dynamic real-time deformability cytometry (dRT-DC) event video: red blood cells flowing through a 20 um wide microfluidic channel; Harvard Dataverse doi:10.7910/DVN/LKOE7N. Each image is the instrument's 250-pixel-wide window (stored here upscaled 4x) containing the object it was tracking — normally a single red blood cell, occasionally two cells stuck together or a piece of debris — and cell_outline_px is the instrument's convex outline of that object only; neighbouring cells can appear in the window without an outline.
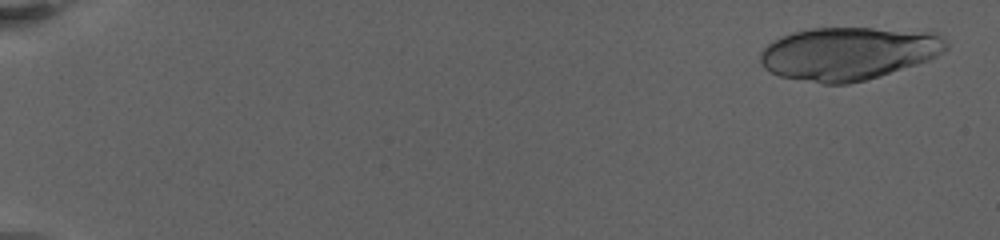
{"species": "human", "species_latin": "Homo sapiens", "temperature_condition": "warm", "stored_images_in_passage": 18, "camera_frame_rate_fps": 3000, "um_per_image_px": 0.085, "donor": {"sex": "female"}, "frame": {"image": 1, "passage_image": 1, "time_ms": 0.0, "image_size_px": [1000, 240], "cell_outline_px": [[948, 48], [936, 56], [928, 60], [916, 64], [864, 80], [848, 84], [824, 84], [780, 76], [764, 68], [760, 64], [760, 52], [768, 44], [780, 36], [792, 32], [812, 28], [872, 28], [936, 32], [948, 44]], "centroid_in_image_um": [72.09, 4.53], "position_along_channel_um": 12.9, "area_um2": 57.16}}
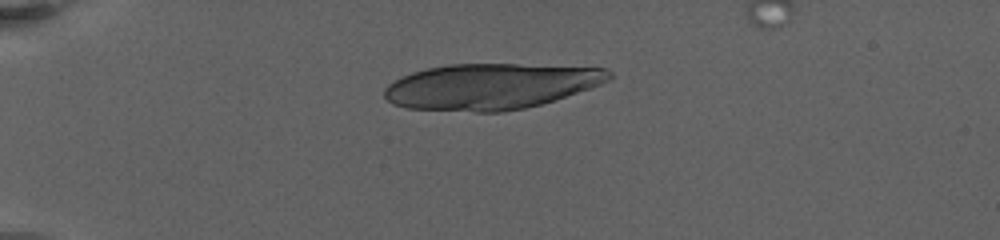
{"frame": {"image": 2, "passage_image": 10, "time_ms": 5.0, "image_size_px": [1000, 240], "cell_outline_px": [[612, 76], [608, 80], [600, 84], [556, 100], [524, 108], [500, 112], [476, 112], [408, 108], [392, 104], [384, 96], [384, 88], [388, 84], [412, 72], [428, 68], [448, 64], [516, 64], [604, 68], [612, 72]], "centroid_in_image_um": [41.69, 7.34], "position_along_channel_um": 43.3, "area_um2": 59.77}}